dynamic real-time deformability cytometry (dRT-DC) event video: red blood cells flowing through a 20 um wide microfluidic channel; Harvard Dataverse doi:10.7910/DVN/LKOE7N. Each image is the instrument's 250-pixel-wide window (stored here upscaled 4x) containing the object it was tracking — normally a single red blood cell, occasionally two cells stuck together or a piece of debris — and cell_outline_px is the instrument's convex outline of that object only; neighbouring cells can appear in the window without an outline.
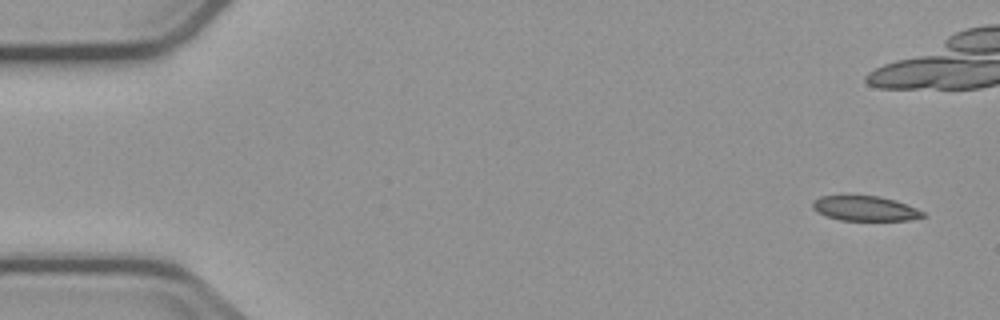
{"species": "common noctule bat (a hibernating species)", "species_latin": "Nyctalus noctula", "temperature_condition": "cold", "stored_images_in_passage": 9, "camera_frame_rate_fps": 3000, "um_per_image_px": 0.085, "animal": {"sex": "male", "body_mass_g": 23.1, "forearm_length_mm": 52.7}, "frame": {"image": 1, "passage_image": 1, "time_ms": 0.0, "image_size_px": [1000, 320], "cell_outline_px": [[924, 216], [908, 220], [840, 220], [828, 216], [812, 208], [812, 200], [820, 196], [880, 196], [896, 200], [916, 208], [924, 212]], "centroid_in_image_um": [73.53, 17.71], "position_along_channel_um": 11.5, "area_um2": 15.78}}
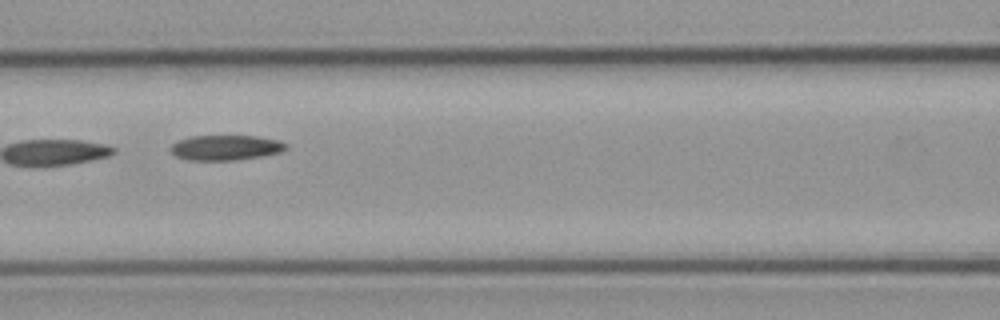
{"frame": {"image": 2, "passage_image": 8, "time_ms": 9.0, "image_size_px": [1000, 320], "cell_outline_px": [[288, 148], [280, 152], [264, 156], [232, 160], [188, 160], [176, 156], [168, 148], [172, 144], [180, 140], [192, 136], [256, 136], [280, 140], [288, 144]], "centroid_in_image_um": [19.21, 12.55], "position_along_channel_um": 147.4, "area_um2": 16.94}}
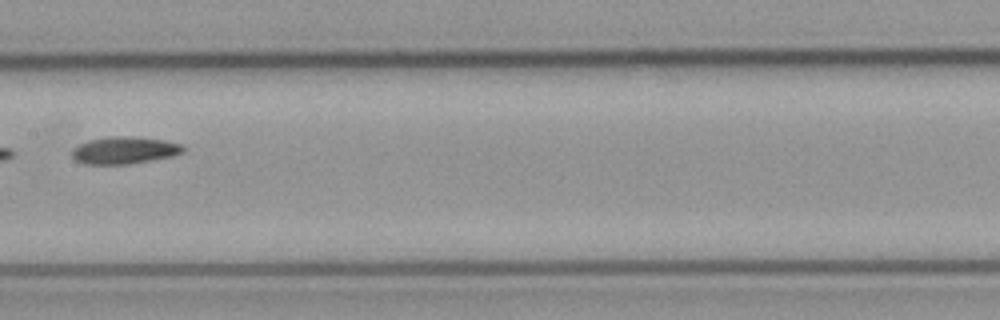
{"frame": {"image": 3, "passage_image": 9, "time_ms": 10.333, "image_size_px": [1000, 320], "cell_outline_px": [[184, 152], [172, 156], [152, 160], [128, 164], [84, 164], [76, 160], [72, 156], [72, 148], [88, 140], [108, 136], [128, 136], [164, 140], [180, 144], [184, 148]], "centroid_in_image_um": [10.55, 12.77], "position_along_channel_um": 196.9, "area_um2": 17.57}}